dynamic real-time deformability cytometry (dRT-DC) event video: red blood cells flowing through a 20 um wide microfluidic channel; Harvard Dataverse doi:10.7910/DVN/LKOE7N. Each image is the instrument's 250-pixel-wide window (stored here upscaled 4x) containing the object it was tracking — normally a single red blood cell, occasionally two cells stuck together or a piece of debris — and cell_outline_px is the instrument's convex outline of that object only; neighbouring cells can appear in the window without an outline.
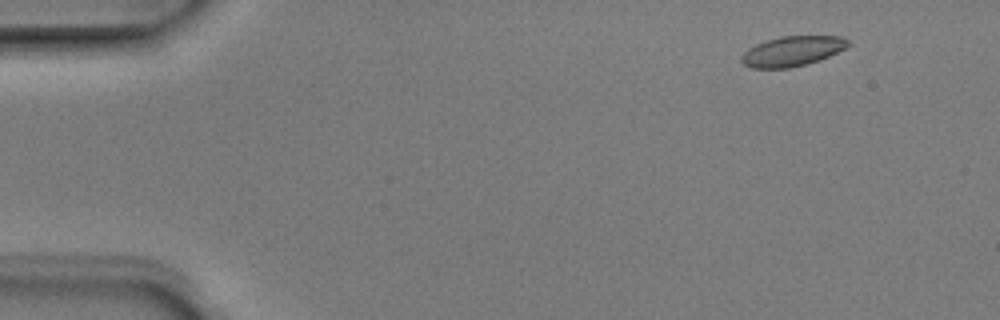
{"species": "Egyptian fruit bat (a non-hibernating species)", "species_latin": "Rousettus aegyptiacus", "temperature_condition": "room temperature", "stored_images_in_passage": 6, "camera_frame_rate_fps": 3000, "um_per_image_px": 0.085, "animal": {"sex": "male"}, "frame": {"image": 1, "passage_image": 2, "time_ms": 0.333, "image_size_px": [1000, 320], "cell_outline_px": [[852, 44], [820, 60], [788, 68], [752, 68], [744, 64], [740, 60], [740, 56], [748, 48], [756, 44], [780, 36], [840, 36], [848, 40]], "centroid_in_image_um": [67.32, 4.34], "position_along_channel_um": 17.7, "area_um2": 18.5}}
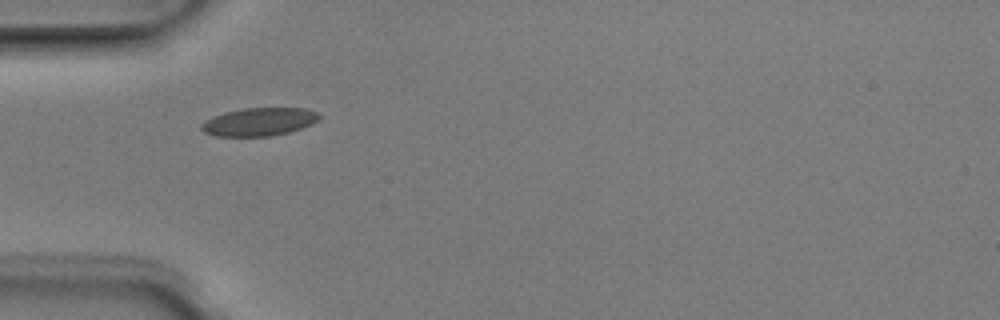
{"frame": {"image": 2, "passage_image": 5, "time_ms": 1.333, "image_size_px": [1000, 320], "cell_outline_px": [[320, 116], [312, 124], [288, 132], [272, 136], [216, 136], [204, 132], [200, 128], [200, 124], [204, 120], [212, 116], [224, 112], [244, 108], [304, 108], [316, 112]], "centroid_in_image_um": [21.96, 10.35], "position_along_channel_um": 63.0, "area_um2": 19.25}}
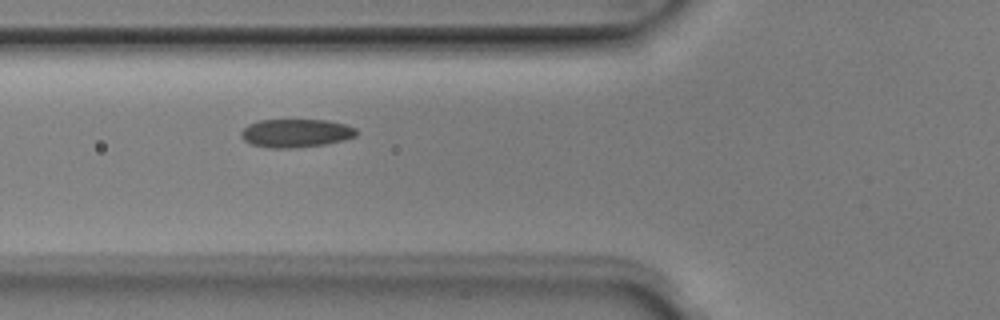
{"frame": {"image": 3, "passage_image": 6, "time_ms": 1.667, "image_size_px": [1000, 320], "cell_outline_px": [[360, 132], [356, 136], [344, 140], [324, 144], [296, 148], [268, 148], [252, 144], [244, 140], [240, 136], [240, 132], [248, 124], [260, 120], [328, 120], [344, 124], [356, 128]], "centroid_in_image_um": [25.16, 11.32], "position_along_channel_um": 100.6, "area_um2": 19.19}}